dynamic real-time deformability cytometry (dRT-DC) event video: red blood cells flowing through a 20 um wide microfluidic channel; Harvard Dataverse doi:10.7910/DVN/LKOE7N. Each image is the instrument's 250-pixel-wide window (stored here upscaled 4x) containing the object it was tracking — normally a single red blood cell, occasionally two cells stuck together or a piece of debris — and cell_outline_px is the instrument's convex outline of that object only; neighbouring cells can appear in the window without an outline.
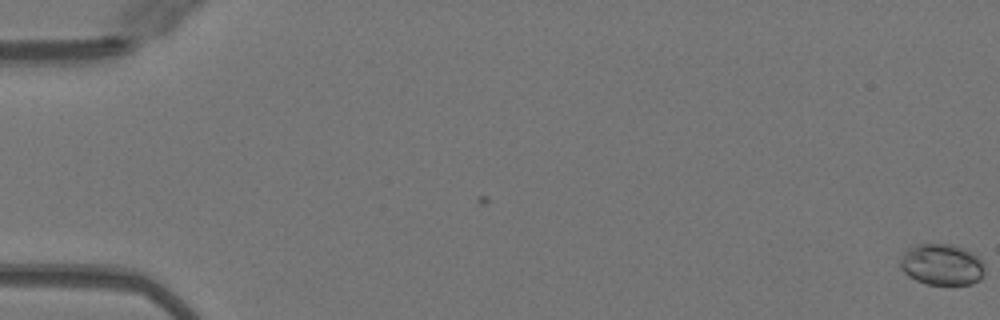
{"species": "Egyptian fruit bat (a non-hibernating species)", "species_latin": "Rousettus aegyptiacus", "temperature_condition": "warm", "stored_images_in_passage": 4, "camera_frame_rate_fps": 3000, "um_per_image_px": 0.085, "animal": {"sex": "female"}, "frame": {"image": 1, "passage_image": 4, "time_ms": 1.0, "image_size_px": [1000, 320], "cell_outline_px": [[984, 276], [980, 280], [972, 284], [928, 284], [916, 280], [908, 276], [900, 268], [900, 256], [908, 248], [916, 244], [952, 244], [964, 248], [972, 252], [984, 264]], "centroid_in_image_um": [80.05, 22.48], "position_along_channel_um": 5.0, "area_um2": 20.46}}